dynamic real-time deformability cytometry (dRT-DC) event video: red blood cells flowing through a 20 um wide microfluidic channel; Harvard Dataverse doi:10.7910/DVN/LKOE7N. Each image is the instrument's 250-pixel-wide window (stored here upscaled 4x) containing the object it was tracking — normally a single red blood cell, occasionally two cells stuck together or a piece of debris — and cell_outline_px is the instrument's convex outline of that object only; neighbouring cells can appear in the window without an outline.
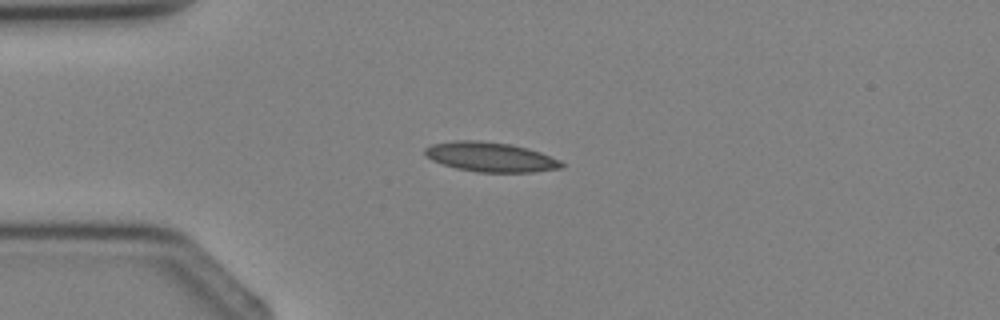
{"species": "Egyptian fruit bat (a non-hibernating species)", "species_latin": "Rousettus aegyptiacus", "temperature_condition": "cold", "stored_images_in_passage": 2, "camera_frame_rate_fps": 3000, "um_per_image_px": 0.085, "animal": {"sex": "female"}, "frame": {"image": 1, "passage_image": 2, "time_ms": 1.333, "image_size_px": [1000, 320], "cell_outline_px": [[564, 168], [532, 172], [476, 172], [456, 168], [432, 160], [424, 152], [424, 148], [432, 144], [456, 140], [476, 140], [508, 144], [528, 148], [540, 152], [560, 160], [564, 164]], "centroid_in_image_um": [41.71, 13.35], "position_along_channel_um": 43.3, "area_um2": 23.47}}